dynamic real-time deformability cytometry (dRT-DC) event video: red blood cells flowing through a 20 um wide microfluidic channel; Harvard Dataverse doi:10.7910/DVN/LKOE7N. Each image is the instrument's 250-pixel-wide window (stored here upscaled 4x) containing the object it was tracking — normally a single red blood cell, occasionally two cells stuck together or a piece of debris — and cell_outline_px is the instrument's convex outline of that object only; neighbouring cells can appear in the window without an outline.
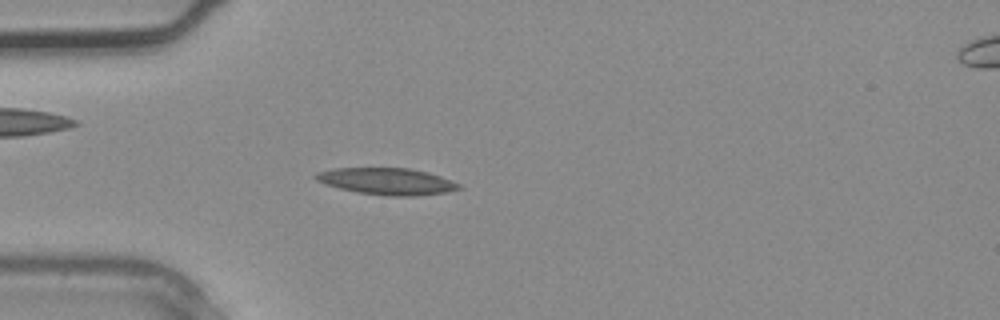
{"species": "common noctule bat (a hibernating species)", "species_latin": "Nyctalus noctula", "temperature_condition": "warm", "stored_images_in_passage": 3, "camera_frame_rate_fps": 3000, "um_per_image_px": 0.085, "animal": {"sex": "male", "body_mass_g": 20.4}, "frame": {"image": 1, "passage_image": 2, "time_ms": 0.333, "image_size_px": [1000, 320], "cell_outline_px": [[464, 188], [448, 192], [416, 196], [388, 196], [356, 192], [324, 184], [316, 180], [312, 176], [316, 172], [332, 168], [408, 168], [428, 172], [440, 176], [460, 184]], "centroid_in_image_um": [32.88, 15.41], "position_along_channel_um": 52.1, "area_um2": 22.48}}